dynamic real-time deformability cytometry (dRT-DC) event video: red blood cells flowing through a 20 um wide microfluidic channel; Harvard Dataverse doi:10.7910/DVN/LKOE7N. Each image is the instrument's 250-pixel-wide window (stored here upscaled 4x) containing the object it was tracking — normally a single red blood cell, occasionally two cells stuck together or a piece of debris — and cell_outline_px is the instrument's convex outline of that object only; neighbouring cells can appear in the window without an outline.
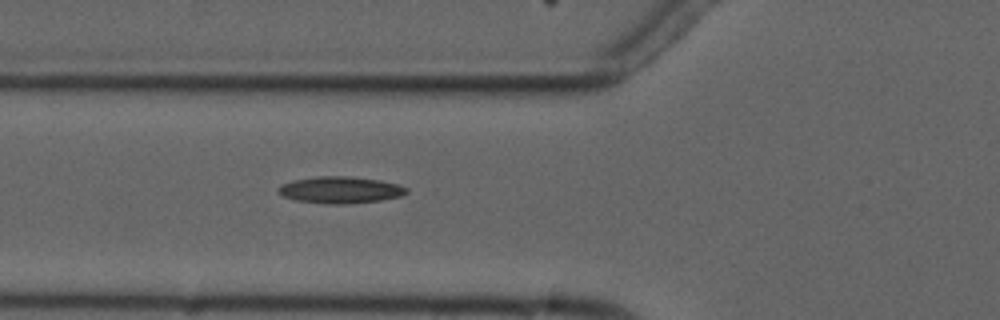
{"species": "common noctule bat (a hibernating species)", "species_latin": "Nyctalus noctula", "temperature_condition": "cold", "stored_images_in_passage": 5, "camera_frame_rate_fps": 3000, "um_per_image_px": 0.085, "animal": {"sex": "male", "forearm_length_mm": 52.5}, "frame": {"image": 1, "passage_image": 5, "time_ms": 6.333, "image_size_px": [1000, 320], "cell_outline_px": [[408, 192], [400, 196], [380, 200], [344, 204], [328, 204], [296, 200], [284, 196], [276, 192], [276, 188], [280, 184], [296, 180], [316, 176], [348, 176], [380, 180], [396, 184], [408, 188]], "centroid_in_image_um": [28.89, 16.14], "position_along_channel_um": 96.9, "area_um2": 19.88}}